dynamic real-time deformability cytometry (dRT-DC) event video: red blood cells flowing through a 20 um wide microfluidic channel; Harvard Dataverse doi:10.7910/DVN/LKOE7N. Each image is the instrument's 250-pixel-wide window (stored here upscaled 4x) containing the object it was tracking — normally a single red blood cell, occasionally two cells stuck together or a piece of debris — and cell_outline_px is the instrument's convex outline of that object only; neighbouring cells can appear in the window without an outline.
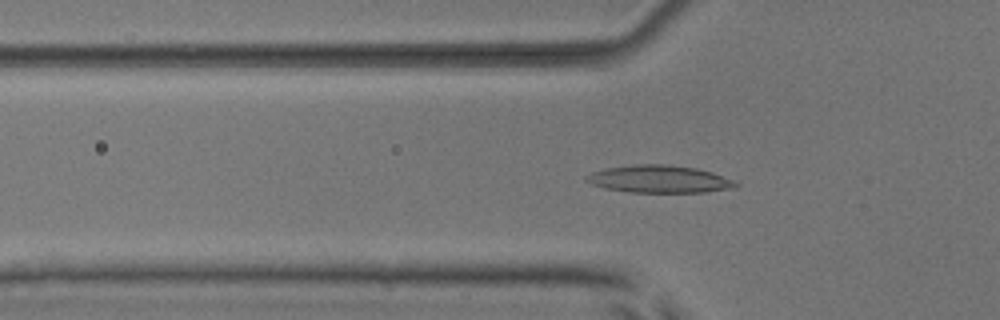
{"species": "common noctule bat (a hibernating species)", "species_latin": "Nyctalus noctula", "temperature_condition": "room temperature", "stored_images_in_passage": 42, "camera_frame_rate_fps": 3000, "um_per_image_px": 0.085, "animal": {"sex": "male", "body_mass_g": 17.9, "forearm_length_mm": 54.2}, "frame": {"image": 1, "passage_image": 7, "time_ms": 2.0, "image_size_px": [1000, 320], "cell_outline_px": [[740, 184], [732, 188], [704, 192], [628, 192], [604, 188], [592, 184], [584, 180], [584, 176], [592, 172], [608, 168], [636, 164], [664, 164], [696, 168], [712, 172], [732, 180]], "centroid_in_image_um": [56.0, 15.22], "position_along_channel_um": 69.8, "area_um2": 23.76}}
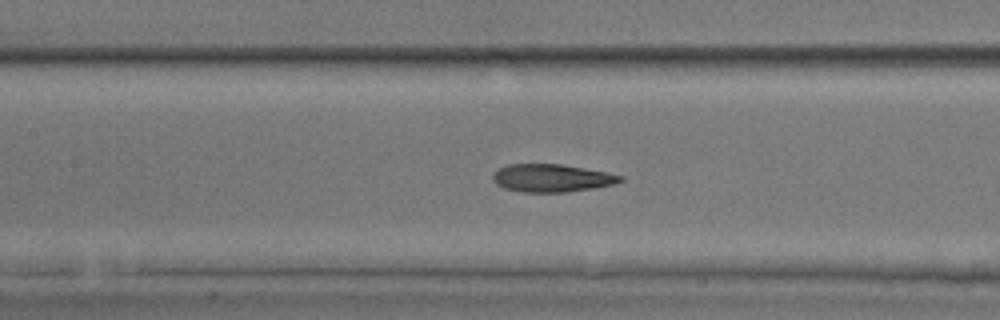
{"frame": {"image": 2, "passage_image": 14, "time_ms": 4.333, "image_size_px": [1000, 320], "cell_outline_px": [[624, 180], [612, 184], [592, 188], [568, 192], [520, 192], [504, 188], [496, 184], [492, 180], [492, 176], [500, 168], [508, 164], [560, 164], [608, 172], [624, 176]], "centroid_in_image_um": [46.89, 15.13], "position_along_channel_um": 160.5, "area_um2": 20.63}}
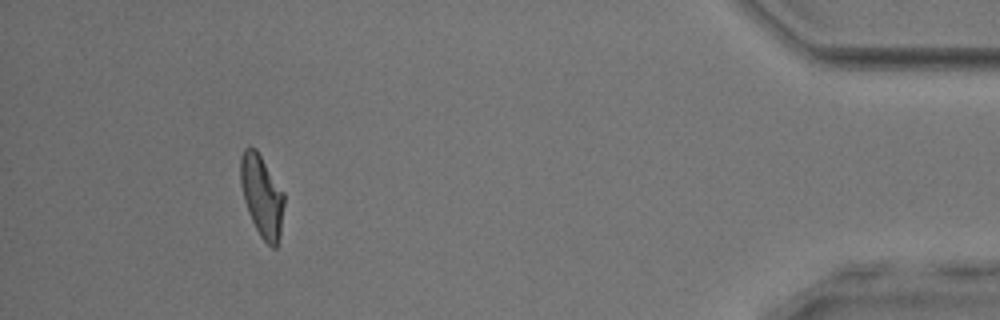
{"frame": {"image": 3, "passage_image": 38, "time_ms": 12.333, "image_size_px": [1000, 320], "cell_outline_px": [[284, 204], [280, 236], [276, 248], [272, 248], [260, 236], [248, 212], [244, 200], [240, 184], [240, 156], [244, 148], [248, 144], [256, 148], [284, 192]], "centroid_in_image_um": [22.25, 16.61], "position_along_channel_um": 413.0, "area_um2": 20.98}, "authors_computed_cell_mechanics": {"area_um2": 20.8369, "velocity_mm_per_s": 3.9002, "shape_relaxation_time_tau1_ms": 9.0138, "shape_relaxation_time_tau2_ms": 2.262, "deformation_change_tau1": 0.2248, "deformation_change_tau2": 0.1029}}